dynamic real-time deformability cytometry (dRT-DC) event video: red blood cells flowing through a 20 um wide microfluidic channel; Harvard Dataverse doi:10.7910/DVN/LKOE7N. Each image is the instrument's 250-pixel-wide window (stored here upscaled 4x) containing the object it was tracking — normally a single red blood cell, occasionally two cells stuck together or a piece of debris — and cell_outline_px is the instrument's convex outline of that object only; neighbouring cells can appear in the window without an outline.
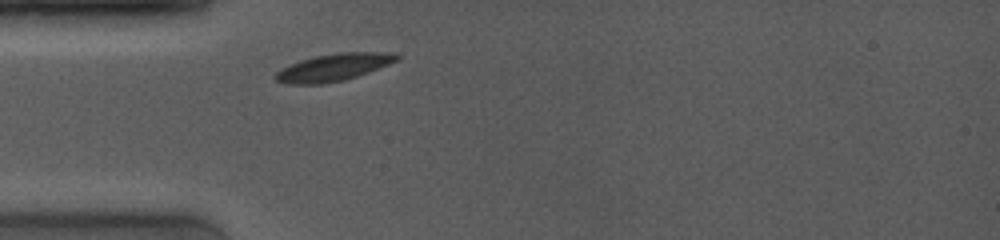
{"species": "common noctule bat (a hibernating species)", "species_latin": "Nyctalus noctula", "temperature_condition": "room temperature", "stored_images_in_passage": 1, "camera_frame_rate_fps": 4000, "um_per_image_px": 0.085, "animal": {"sex": "female", "body_mass_g": 19.0, "forearm_length_mm": 53.3}, "frame": {"image": 1, "passage_image": 1, "time_ms": 0.0, "image_size_px": [1000, 240], "cell_outline_px": [[400, 60], [368, 72], [344, 80], [324, 84], [288, 84], [276, 80], [272, 76], [276, 72], [300, 60], [316, 56], [340, 52], [396, 52], [400, 56]], "centroid_in_image_um": [28.4, 5.72], "position_along_channel_um": 56.6, "area_um2": 19.25}}